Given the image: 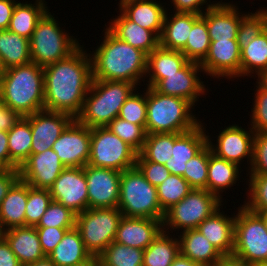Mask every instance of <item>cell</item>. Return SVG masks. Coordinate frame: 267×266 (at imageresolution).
<instances>
[{"label":"cell","instance_id":"obj_1","mask_svg":"<svg viewBox=\"0 0 267 266\" xmlns=\"http://www.w3.org/2000/svg\"><path fill=\"white\" fill-rule=\"evenodd\" d=\"M79 46L68 57L43 67L45 110L76 119L92 82L90 53Z\"/></svg>","mask_w":267,"mask_h":266},{"label":"cell","instance_id":"obj_2","mask_svg":"<svg viewBox=\"0 0 267 266\" xmlns=\"http://www.w3.org/2000/svg\"><path fill=\"white\" fill-rule=\"evenodd\" d=\"M104 29L103 41L90 54L92 79L125 81L136 86L141 81L144 83V79H147V55L119 40L107 28Z\"/></svg>","mask_w":267,"mask_h":266},{"label":"cell","instance_id":"obj_3","mask_svg":"<svg viewBox=\"0 0 267 266\" xmlns=\"http://www.w3.org/2000/svg\"><path fill=\"white\" fill-rule=\"evenodd\" d=\"M0 98L21 117L44 110V70L34 62L8 68L0 77Z\"/></svg>","mask_w":267,"mask_h":266},{"label":"cell","instance_id":"obj_4","mask_svg":"<svg viewBox=\"0 0 267 266\" xmlns=\"http://www.w3.org/2000/svg\"><path fill=\"white\" fill-rule=\"evenodd\" d=\"M147 120L145 131L153 133H186L201 124L193 115L195 107L190 101L175 96L160 94L145 86Z\"/></svg>","mask_w":267,"mask_h":266},{"label":"cell","instance_id":"obj_5","mask_svg":"<svg viewBox=\"0 0 267 266\" xmlns=\"http://www.w3.org/2000/svg\"><path fill=\"white\" fill-rule=\"evenodd\" d=\"M137 88L131 82L92 79L76 120L89 128L107 126L118 117L120 108Z\"/></svg>","mask_w":267,"mask_h":266},{"label":"cell","instance_id":"obj_6","mask_svg":"<svg viewBox=\"0 0 267 266\" xmlns=\"http://www.w3.org/2000/svg\"><path fill=\"white\" fill-rule=\"evenodd\" d=\"M49 11L37 22L29 39L31 60L41 67L68 57L80 46L78 39L63 30Z\"/></svg>","mask_w":267,"mask_h":266},{"label":"cell","instance_id":"obj_7","mask_svg":"<svg viewBox=\"0 0 267 266\" xmlns=\"http://www.w3.org/2000/svg\"><path fill=\"white\" fill-rule=\"evenodd\" d=\"M118 208L123 216L164 219L156 186L151 185L135 166L124 170L120 178Z\"/></svg>","mask_w":267,"mask_h":266},{"label":"cell","instance_id":"obj_8","mask_svg":"<svg viewBox=\"0 0 267 266\" xmlns=\"http://www.w3.org/2000/svg\"><path fill=\"white\" fill-rule=\"evenodd\" d=\"M235 218L233 256L248 263L267 262V229L259 213L245 205L238 207Z\"/></svg>","mask_w":267,"mask_h":266},{"label":"cell","instance_id":"obj_9","mask_svg":"<svg viewBox=\"0 0 267 266\" xmlns=\"http://www.w3.org/2000/svg\"><path fill=\"white\" fill-rule=\"evenodd\" d=\"M222 202L206 189H192L179 203L165 212L163 230L169 233L172 230L182 232L197 229L199 224L224 205Z\"/></svg>","mask_w":267,"mask_h":266},{"label":"cell","instance_id":"obj_10","mask_svg":"<svg viewBox=\"0 0 267 266\" xmlns=\"http://www.w3.org/2000/svg\"><path fill=\"white\" fill-rule=\"evenodd\" d=\"M122 217L118 207L88 208L76 215V228L92 256L98 257L114 241Z\"/></svg>","mask_w":267,"mask_h":266},{"label":"cell","instance_id":"obj_11","mask_svg":"<svg viewBox=\"0 0 267 266\" xmlns=\"http://www.w3.org/2000/svg\"><path fill=\"white\" fill-rule=\"evenodd\" d=\"M137 154L107 126L91 128L88 165L123 172L135 167Z\"/></svg>","mask_w":267,"mask_h":266},{"label":"cell","instance_id":"obj_12","mask_svg":"<svg viewBox=\"0 0 267 266\" xmlns=\"http://www.w3.org/2000/svg\"><path fill=\"white\" fill-rule=\"evenodd\" d=\"M203 72L200 63L188 61L179 71L172 74H146L147 87L163 95L175 96L190 101L194 106L199 97L206 94L205 84L198 75Z\"/></svg>","mask_w":267,"mask_h":266},{"label":"cell","instance_id":"obj_13","mask_svg":"<svg viewBox=\"0 0 267 266\" xmlns=\"http://www.w3.org/2000/svg\"><path fill=\"white\" fill-rule=\"evenodd\" d=\"M247 129L249 130L237 124L226 126L221 132L219 131V135L216 138L217 144L211 141V137L208 134V145L211 147L212 153L238 166L245 161L243 160L244 158H247L248 166L250 164L248 168L250 169L253 161V138L255 132L251 127Z\"/></svg>","mask_w":267,"mask_h":266},{"label":"cell","instance_id":"obj_14","mask_svg":"<svg viewBox=\"0 0 267 266\" xmlns=\"http://www.w3.org/2000/svg\"><path fill=\"white\" fill-rule=\"evenodd\" d=\"M90 142L91 128L74 119L53 143L52 149L66 167H85L89 161Z\"/></svg>","mask_w":267,"mask_h":266},{"label":"cell","instance_id":"obj_15","mask_svg":"<svg viewBox=\"0 0 267 266\" xmlns=\"http://www.w3.org/2000/svg\"><path fill=\"white\" fill-rule=\"evenodd\" d=\"M84 171L87 181L88 208L118 207L122 172L88 164L84 167Z\"/></svg>","mask_w":267,"mask_h":266},{"label":"cell","instance_id":"obj_16","mask_svg":"<svg viewBox=\"0 0 267 266\" xmlns=\"http://www.w3.org/2000/svg\"><path fill=\"white\" fill-rule=\"evenodd\" d=\"M54 201L79 214L88 209L84 167H66L49 188Z\"/></svg>","mask_w":267,"mask_h":266},{"label":"cell","instance_id":"obj_17","mask_svg":"<svg viewBox=\"0 0 267 266\" xmlns=\"http://www.w3.org/2000/svg\"><path fill=\"white\" fill-rule=\"evenodd\" d=\"M204 74L228 80L241 76V49L237 39L211 40L208 55L200 63Z\"/></svg>","mask_w":267,"mask_h":266},{"label":"cell","instance_id":"obj_18","mask_svg":"<svg viewBox=\"0 0 267 266\" xmlns=\"http://www.w3.org/2000/svg\"><path fill=\"white\" fill-rule=\"evenodd\" d=\"M32 131L31 154H38L52 148L64 129L74 120L70 115L41 110L25 116Z\"/></svg>","mask_w":267,"mask_h":266},{"label":"cell","instance_id":"obj_19","mask_svg":"<svg viewBox=\"0 0 267 266\" xmlns=\"http://www.w3.org/2000/svg\"><path fill=\"white\" fill-rule=\"evenodd\" d=\"M65 168L57 153L50 148L30 154L19 167L20 179L33 188L49 189Z\"/></svg>","mask_w":267,"mask_h":266},{"label":"cell","instance_id":"obj_20","mask_svg":"<svg viewBox=\"0 0 267 266\" xmlns=\"http://www.w3.org/2000/svg\"><path fill=\"white\" fill-rule=\"evenodd\" d=\"M163 230L162 220L123 216L114 241L145 250Z\"/></svg>","mask_w":267,"mask_h":266},{"label":"cell","instance_id":"obj_21","mask_svg":"<svg viewBox=\"0 0 267 266\" xmlns=\"http://www.w3.org/2000/svg\"><path fill=\"white\" fill-rule=\"evenodd\" d=\"M245 15L231 2H216L201 17L206 21L211 40L237 39L240 19Z\"/></svg>","mask_w":267,"mask_h":266},{"label":"cell","instance_id":"obj_22","mask_svg":"<svg viewBox=\"0 0 267 266\" xmlns=\"http://www.w3.org/2000/svg\"><path fill=\"white\" fill-rule=\"evenodd\" d=\"M206 126L201 123L186 133H174L172 157L165 163L172 175L183 176L185 164L208 144Z\"/></svg>","mask_w":267,"mask_h":266},{"label":"cell","instance_id":"obj_23","mask_svg":"<svg viewBox=\"0 0 267 266\" xmlns=\"http://www.w3.org/2000/svg\"><path fill=\"white\" fill-rule=\"evenodd\" d=\"M221 206L206 218L197 230L224 256L232 255L234 249L235 213L227 216L220 212Z\"/></svg>","mask_w":267,"mask_h":266},{"label":"cell","instance_id":"obj_24","mask_svg":"<svg viewBox=\"0 0 267 266\" xmlns=\"http://www.w3.org/2000/svg\"><path fill=\"white\" fill-rule=\"evenodd\" d=\"M119 10L131 21L158 37L162 32L166 12L162 3L156 0H120ZM159 2V3H158Z\"/></svg>","mask_w":267,"mask_h":266},{"label":"cell","instance_id":"obj_25","mask_svg":"<svg viewBox=\"0 0 267 266\" xmlns=\"http://www.w3.org/2000/svg\"><path fill=\"white\" fill-rule=\"evenodd\" d=\"M120 14L113 18L106 28L119 40L143 51L146 55L159 46V37L151 30L144 29L129 20L120 10Z\"/></svg>","mask_w":267,"mask_h":266},{"label":"cell","instance_id":"obj_26","mask_svg":"<svg viewBox=\"0 0 267 266\" xmlns=\"http://www.w3.org/2000/svg\"><path fill=\"white\" fill-rule=\"evenodd\" d=\"M4 238L10 244L22 266L47 257L41 247L35 226H20L5 230Z\"/></svg>","mask_w":267,"mask_h":266},{"label":"cell","instance_id":"obj_27","mask_svg":"<svg viewBox=\"0 0 267 266\" xmlns=\"http://www.w3.org/2000/svg\"><path fill=\"white\" fill-rule=\"evenodd\" d=\"M173 14L169 15L166 12L159 37V46L169 50L181 51L187 43L193 24L201 15L184 12H173Z\"/></svg>","mask_w":267,"mask_h":266},{"label":"cell","instance_id":"obj_28","mask_svg":"<svg viewBox=\"0 0 267 266\" xmlns=\"http://www.w3.org/2000/svg\"><path fill=\"white\" fill-rule=\"evenodd\" d=\"M180 254L202 266H214L223 256L197 229L180 232Z\"/></svg>","mask_w":267,"mask_h":266},{"label":"cell","instance_id":"obj_29","mask_svg":"<svg viewBox=\"0 0 267 266\" xmlns=\"http://www.w3.org/2000/svg\"><path fill=\"white\" fill-rule=\"evenodd\" d=\"M56 266H76L93 256L86 249L79 230H68L56 248L47 256Z\"/></svg>","mask_w":267,"mask_h":266},{"label":"cell","instance_id":"obj_30","mask_svg":"<svg viewBox=\"0 0 267 266\" xmlns=\"http://www.w3.org/2000/svg\"><path fill=\"white\" fill-rule=\"evenodd\" d=\"M241 167L225 159L217 157L212 153L209 146V164L207 171V190L215 194L220 200L225 190H228L234 184L236 185L240 178L239 171Z\"/></svg>","mask_w":267,"mask_h":266},{"label":"cell","instance_id":"obj_31","mask_svg":"<svg viewBox=\"0 0 267 266\" xmlns=\"http://www.w3.org/2000/svg\"><path fill=\"white\" fill-rule=\"evenodd\" d=\"M27 183L19 179L0 204V220L5 230L25 226Z\"/></svg>","mask_w":267,"mask_h":266},{"label":"cell","instance_id":"obj_32","mask_svg":"<svg viewBox=\"0 0 267 266\" xmlns=\"http://www.w3.org/2000/svg\"><path fill=\"white\" fill-rule=\"evenodd\" d=\"M32 62L29 39L9 30H0V65L2 70Z\"/></svg>","mask_w":267,"mask_h":266},{"label":"cell","instance_id":"obj_33","mask_svg":"<svg viewBox=\"0 0 267 266\" xmlns=\"http://www.w3.org/2000/svg\"><path fill=\"white\" fill-rule=\"evenodd\" d=\"M44 2L47 3L44 0H36L33 4L28 3V1L25 3L17 2L12 13L8 30L30 39L37 22L49 10L47 4Z\"/></svg>","mask_w":267,"mask_h":266},{"label":"cell","instance_id":"obj_34","mask_svg":"<svg viewBox=\"0 0 267 266\" xmlns=\"http://www.w3.org/2000/svg\"><path fill=\"white\" fill-rule=\"evenodd\" d=\"M179 254L178 238L162 230L144 250L143 266H171Z\"/></svg>","mask_w":267,"mask_h":266},{"label":"cell","instance_id":"obj_35","mask_svg":"<svg viewBox=\"0 0 267 266\" xmlns=\"http://www.w3.org/2000/svg\"><path fill=\"white\" fill-rule=\"evenodd\" d=\"M267 69V28L241 50V77Z\"/></svg>","mask_w":267,"mask_h":266},{"label":"cell","instance_id":"obj_36","mask_svg":"<svg viewBox=\"0 0 267 266\" xmlns=\"http://www.w3.org/2000/svg\"><path fill=\"white\" fill-rule=\"evenodd\" d=\"M32 131L30 122L21 117L8 131V149L10 159L20 167L30 156Z\"/></svg>","mask_w":267,"mask_h":266},{"label":"cell","instance_id":"obj_37","mask_svg":"<svg viewBox=\"0 0 267 266\" xmlns=\"http://www.w3.org/2000/svg\"><path fill=\"white\" fill-rule=\"evenodd\" d=\"M189 60L181 51L155 48L147 55L146 74H172L179 71Z\"/></svg>","mask_w":267,"mask_h":266},{"label":"cell","instance_id":"obj_38","mask_svg":"<svg viewBox=\"0 0 267 266\" xmlns=\"http://www.w3.org/2000/svg\"><path fill=\"white\" fill-rule=\"evenodd\" d=\"M144 250L113 241L99 256L100 266H143Z\"/></svg>","mask_w":267,"mask_h":266},{"label":"cell","instance_id":"obj_39","mask_svg":"<svg viewBox=\"0 0 267 266\" xmlns=\"http://www.w3.org/2000/svg\"><path fill=\"white\" fill-rule=\"evenodd\" d=\"M211 39L206 21L200 17L192 26L187 43L181 52L189 61L201 63L208 55Z\"/></svg>","mask_w":267,"mask_h":266},{"label":"cell","instance_id":"obj_40","mask_svg":"<svg viewBox=\"0 0 267 266\" xmlns=\"http://www.w3.org/2000/svg\"><path fill=\"white\" fill-rule=\"evenodd\" d=\"M174 133L147 134L139 154L147 161L164 164L172 157Z\"/></svg>","mask_w":267,"mask_h":266},{"label":"cell","instance_id":"obj_41","mask_svg":"<svg viewBox=\"0 0 267 266\" xmlns=\"http://www.w3.org/2000/svg\"><path fill=\"white\" fill-rule=\"evenodd\" d=\"M156 188L158 200L164 213L179 203L193 189L183 176L172 174Z\"/></svg>","mask_w":267,"mask_h":266},{"label":"cell","instance_id":"obj_42","mask_svg":"<svg viewBox=\"0 0 267 266\" xmlns=\"http://www.w3.org/2000/svg\"><path fill=\"white\" fill-rule=\"evenodd\" d=\"M267 28V7L247 13L240 19L237 42L242 50Z\"/></svg>","mask_w":267,"mask_h":266},{"label":"cell","instance_id":"obj_43","mask_svg":"<svg viewBox=\"0 0 267 266\" xmlns=\"http://www.w3.org/2000/svg\"><path fill=\"white\" fill-rule=\"evenodd\" d=\"M52 200L49 189L33 188L27 183L25 226H36Z\"/></svg>","mask_w":267,"mask_h":266},{"label":"cell","instance_id":"obj_44","mask_svg":"<svg viewBox=\"0 0 267 266\" xmlns=\"http://www.w3.org/2000/svg\"><path fill=\"white\" fill-rule=\"evenodd\" d=\"M209 145L207 144L192 159L186 162L183 177L193 189L207 190Z\"/></svg>","mask_w":267,"mask_h":266},{"label":"cell","instance_id":"obj_45","mask_svg":"<svg viewBox=\"0 0 267 266\" xmlns=\"http://www.w3.org/2000/svg\"><path fill=\"white\" fill-rule=\"evenodd\" d=\"M107 127L137 153L143 148L147 133L142 126L116 117Z\"/></svg>","mask_w":267,"mask_h":266},{"label":"cell","instance_id":"obj_46","mask_svg":"<svg viewBox=\"0 0 267 266\" xmlns=\"http://www.w3.org/2000/svg\"><path fill=\"white\" fill-rule=\"evenodd\" d=\"M76 215L71 209L52 200L35 227L74 228L76 227Z\"/></svg>","mask_w":267,"mask_h":266},{"label":"cell","instance_id":"obj_47","mask_svg":"<svg viewBox=\"0 0 267 266\" xmlns=\"http://www.w3.org/2000/svg\"><path fill=\"white\" fill-rule=\"evenodd\" d=\"M135 90L120 108L118 117L145 129L147 120L146 92L136 93ZM141 94V95H140Z\"/></svg>","mask_w":267,"mask_h":266},{"label":"cell","instance_id":"obj_48","mask_svg":"<svg viewBox=\"0 0 267 266\" xmlns=\"http://www.w3.org/2000/svg\"><path fill=\"white\" fill-rule=\"evenodd\" d=\"M247 200L244 201L249 210L264 212L267 210V175H250L247 181Z\"/></svg>","mask_w":267,"mask_h":266},{"label":"cell","instance_id":"obj_49","mask_svg":"<svg viewBox=\"0 0 267 266\" xmlns=\"http://www.w3.org/2000/svg\"><path fill=\"white\" fill-rule=\"evenodd\" d=\"M247 171V176L267 175V132H255L253 138V161Z\"/></svg>","mask_w":267,"mask_h":266},{"label":"cell","instance_id":"obj_50","mask_svg":"<svg viewBox=\"0 0 267 266\" xmlns=\"http://www.w3.org/2000/svg\"><path fill=\"white\" fill-rule=\"evenodd\" d=\"M253 108H251L250 126L254 132H267V92L255 85Z\"/></svg>","mask_w":267,"mask_h":266},{"label":"cell","instance_id":"obj_51","mask_svg":"<svg viewBox=\"0 0 267 266\" xmlns=\"http://www.w3.org/2000/svg\"><path fill=\"white\" fill-rule=\"evenodd\" d=\"M135 166L144 175L145 179L156 187L170 175V171L164 164L147 161L139 153L137 154Z\"/></svg>","mask_w":267,"mask_h":266},{"label":"cell","instance_id":"obj_52","mask_svg":"<svg viewBox=\"0 0 267 266\" xmlns=\"http://www.w3.org/2000/svg\"><path fill=\"white\" fill-rule=\"evenodd\" d=\"M42 250L48 256L63 239L65 233L72 228L35 227Z\"/></svg>","mask_w":267,"mask_h":266},{"label":"cell","instance_id":"obj_53","mask_svg":"<svg viewBox=\"0 0 267 266\" xmlns=\"http://www.w3.org/2000/svg\"><path fill=\"white\" fill-rule=\"evenodd\" d=\"M209 1V2H208ZM171 0V7L173 6L174 12L194 13L202 15L208 8L215 5L216 1L210 0ZM209 3V4H208ZM206 5V6H204ZM203 8H202V7ZM203 9V10H202ZM205 10V11H204Z\"/></svg>","mask_w":267,"mask_h":266},{"label":"cell","instance_id":"obj_54","mask_svg":"<svg viewBox=\"0 0 267 266\" xmlns=\"http://www.w3.org/2000/svg\"><path fill=\"white\" fill-rule=\"evenodd\" d=\"M20 179L19 169H3L0 172V204L11 187Z\"/></svg>","mask_w":267,"mask_h":266},{"label":"cell","instance_id":"obj_55","mask_svg":"<svg viewBox=\"0 0 267 266\" xmlns=\"http://www.w3.org/2000/svg\"><path fill=\"white\" fill-rule=\"evenodd\" d=\"M0 166L3 169H19V167L10 159L8 132L3 130H0Z\"/></svg>","mask_w":267,"mask_h":266},{"label":"cell","instance_id":"obj_56","mask_svg":"<svg viewBox=\"0 0 267 266\" xmlns=\"http://www.w3.org/2000/svg\"><path fill=\"white\" fill-rule=\"evenodd\" d=\"M20 118L17 112L5 107L0 98V130L8 132Z\"/></svg>","mask_w":267,"mask_h":266},{"label":"cell","instance_id":"obj_57","mask_svg":"<svg viewBox=\"0 0 267 266\" xmlns=\"http://www.w3.org/2000/svg\"><path fill=\"white\" fill-rule=\"evenodd\" d=\"M0 266H22L5 238L0 240Z\"/></svg>","mask_w":267,"mask_h":266},{"label":"cell","instance_id":"obj_58","mask_svg":"<svg viewBox=\"0 0 267 266\" xmlns=\"http://www.w3.org/2000/svg\"><path fill=\"white\" fill-rule=\"evenodd\" d=\"M16 3L15 0H0V30H8Z\"/></svg>","mask_w":267,"mask_h":266},{"label":"cell","instance_id":"obj_59","mask_svg":"<svg viewBox=\"0 0 267 266\" xmlns=\"http://www.w3.org/2000/svg\"><path fill=\"white\" fill-rule=\"evenodd\" d=\"M214 266H253V264L241 260L233 255H224Z\"/></svg>","mask_w":267,"mask_h":266},{"label":"cell","instance_id":"obj_60","mask_svg":"<svg viewBox=\"0 0 267 266\" xmlns=\"http://www.w3.org/2000/svg\"><path fill=\"white\" fill-rule=\"evenodd\" d=\"M171 266H202V265H200L197 262L192 261L188 257H185V256L179 254L175 258V260L173 261V263L171 264Z\"/></svg>","mask_w":267,"mask_h":266},{"label":"cell","instance_id":"obj_61","mask_svg":"<svg viewBox=\"0 0 267 266\" xmlns=\"http://www.w3.org/2000/svg\"><path fill=\"white\" fill-rule=\"evenodd\" d=\"M257 78L256 84L264 91L267 92V69L260 72L257 76L254 75Z\"/></svg>","mask_w":267,"mask_h":266},{"label":"cell","instance_id":"obj_62","mask_svg":"<svg viewBox=\"0 0 267 266\" xmlns=\"http://www.w3.org/2000/svg\"><path fill=\"white\" fill-rule=\"evenodd\" d=\"M27 266H56L48 257Z\"/></svg>","mask_w":267,"mask_h":266},{"label":"cell","instance_id":"obj_63","mask_svg":"<svg viewBox=\"0 0 267 266\" xmlns=\"http://www.w3.org/2000/svg\"><path fill=\"white\" fill-rule=\"evenodd\" d=\"M76 266H100L98 257H92L89 261Z\"/></svg>","mask_w":267,"mask_h":266},{"label":"cell","instance_id":"obj_64","mask_svg":"<svg viewBox=\"0 0 267 266\" xmlns=\"http://www.w3.org/2000/svg\"><path fill=\"white\" fill-rule=\"evenodd\" d=\"M256 213H259L262 216V218L265 221V225H266V229H267V210L264 212H256Z\"/></svg>","mask_w":267,"mask_h":266},{"label":"cell","instance_id":"obj_65","mask_svg":"<svg viewBox=\"0 0 267 266\" xmlns=\"http://www.w3.org/2000/svg\"><path fill=\"white\" fill-rule=\"evenodd\" d=\"M4 235H5V229L3 228L0 220V240L4 238Z\"/></svg>","mask_w":267,"mask_h":266},{"label":"cell","instance_id":"obj_66","mask_svg":"<svg viewBox=\"0 0 267 266\" xmlns=\"http://www.w3.org/2000/svg\"><path fill=\"white\" fill-rule=\"evenodd\" d=\"M253 266H267V262L266 263H254Z\"/></svg>","mask_w":267,"mask_h":266},{"label":"cell","instance_id":"obj_67","mask_svg":"<svg viewBox=\"0 0 267 266\" xmlns=\"http://www.w3.org/2000/svg\"><path fill=\"white\" fill-rule=\"evenodd\" d=\"M2 72H3V70H2L1 65H0V77L2 76Z\"/></svg>","mask_w":267,"mask_h":266}]
</instances>
